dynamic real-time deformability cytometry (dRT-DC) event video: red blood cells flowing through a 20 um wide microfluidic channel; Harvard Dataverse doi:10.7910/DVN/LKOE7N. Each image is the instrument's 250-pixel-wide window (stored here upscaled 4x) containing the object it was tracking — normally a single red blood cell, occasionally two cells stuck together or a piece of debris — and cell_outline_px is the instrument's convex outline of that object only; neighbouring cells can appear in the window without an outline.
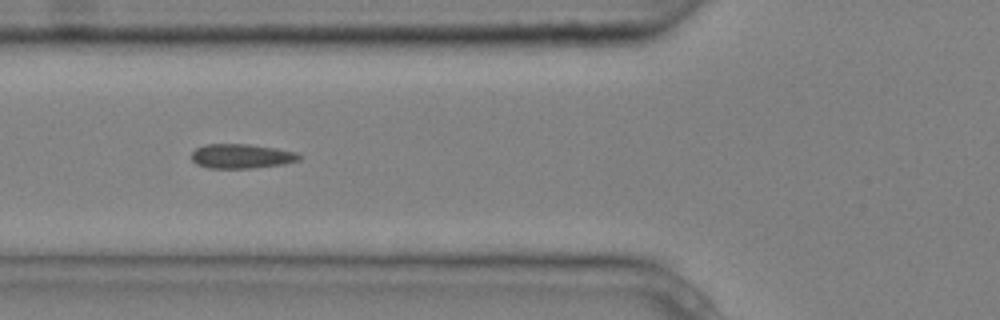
{"species": "common noctule bat (a hibernating species)", "species_latin": "Nyctalus noctula", "temperature_condition": "cold", "stored_images_in_passage": 6, "camera_frame_rate_fps": 3000, "um_per_image_px": 0.085, "animal": {"sex": "male", "body_mass_g": 20.4}, "frame": {"image": 1, "passage_image": 2, "time_ms": 0.333, "image_size_px": [1000, 320], "cell_outline_px": [[300, 160], [284, 164], [252, 168], [208, 168], [196, 164], [192, 160], [192, 152], [196, 148], [204, 144], [248, 144], [276, 148], [296, 152], [300, 156]], "centroid_in_image_um": [20.51, 13.27], "position_along_channel_um": 105.3, "area_um2": 15.37}}
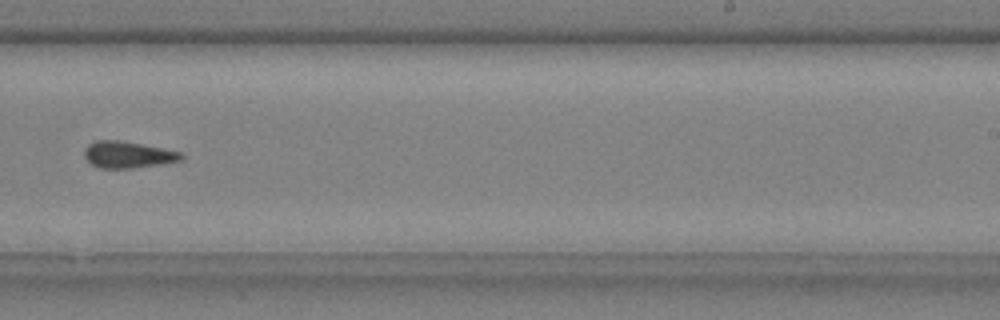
{"frame": {"image": 2, "passage_image": 6, "time_ms": 1.667, "image_size_px": [1000, 320], "cell_outline_px": [[184, 156], [180, 160], [160, 164], [132, 168], [100, 168], [92, 164], [84, 156], [84, 148], [88, 144], [96, 140], [120, 140], [180, 152]], "centroid_in_image_um": [10.81, 13.14], "position_along_channel_um": 278.2, "area_um2": 14.8}}